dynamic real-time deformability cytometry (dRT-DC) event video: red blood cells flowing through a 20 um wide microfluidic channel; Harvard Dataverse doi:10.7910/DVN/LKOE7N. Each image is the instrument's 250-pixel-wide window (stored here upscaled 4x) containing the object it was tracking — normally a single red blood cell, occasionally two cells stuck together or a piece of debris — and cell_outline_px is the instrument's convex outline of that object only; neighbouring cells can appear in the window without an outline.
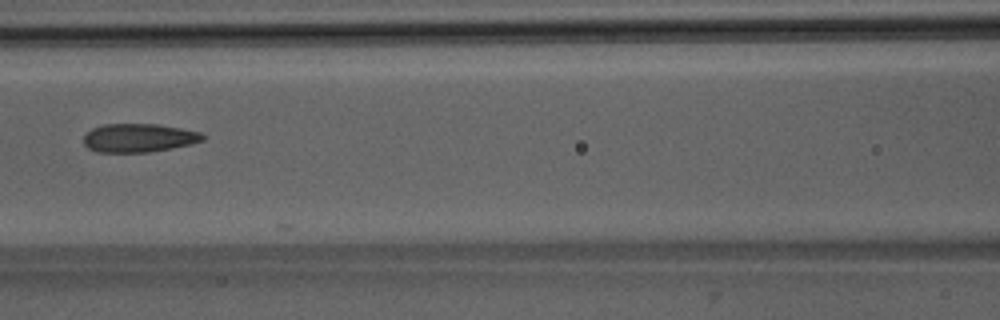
{"species": "Egyptian fruit bat (a non-hibernating species)", "species_latin": "Rousettus aegyptiacus", "temperature_condition": "room temperature", "stored_images_in_passage": 7, "camera_frame_rate_fps": 3000, "um_per_image_px": 0.085, "animal": {"sex": "male"}, "frame": {"image": 1, "passage_image": 7, "time_ms": 7.0, "image_size_px": [1000, 320], "cell_outline_px": [[204, 140], [192, 144], [172, 148], [148, 152], [96, 152], [88, 148], [84, 144], [84, 136], [92, 128], [104, 124], [160, 124], [200, 132], [204, 136]], "centroid_in_image_um": [11.8, 11.72], "position_along_channel_um": 154.8, "area_um2": 19.83}}